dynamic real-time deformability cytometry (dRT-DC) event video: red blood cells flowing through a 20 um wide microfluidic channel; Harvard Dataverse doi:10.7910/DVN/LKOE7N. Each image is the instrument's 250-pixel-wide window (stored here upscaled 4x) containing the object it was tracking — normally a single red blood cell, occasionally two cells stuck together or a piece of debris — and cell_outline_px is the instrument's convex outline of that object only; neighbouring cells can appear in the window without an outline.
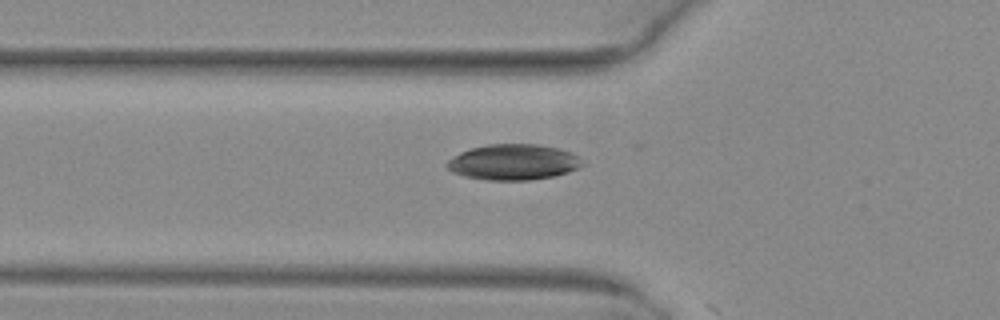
{"species": "common noctule bat (a hibernating species)", "species_latin": "Nyctalus noctula", "temperature_condition": "warm", "stored_images_in_passage": 5, "camera_frame_rate_fps": 3000, "um_per_image_px": 0.085, "animal": {"sex": "female", "body_mass_g": 29.2, "forearm_length_mm": 56.3}, "frame": {"image": 1, "passage_image": 5, "time_ms": 1.333, "image_size_px": [1000, 320], "cell_outline_px": [[584, 164], [568, 172], [552, 176], [528, 180], [488, 180], [464, 176], [452, 172], [444, 164], [448, 160], [460, 152], [472, 148], [488, 144], [536, 144], [560, 148], [572, 152], [580, 156], [584, 160]], "centroid_in_image_um": [43.65, 13.77], "position_along_channel_um": 82.1, "area_um2": 28.26}}